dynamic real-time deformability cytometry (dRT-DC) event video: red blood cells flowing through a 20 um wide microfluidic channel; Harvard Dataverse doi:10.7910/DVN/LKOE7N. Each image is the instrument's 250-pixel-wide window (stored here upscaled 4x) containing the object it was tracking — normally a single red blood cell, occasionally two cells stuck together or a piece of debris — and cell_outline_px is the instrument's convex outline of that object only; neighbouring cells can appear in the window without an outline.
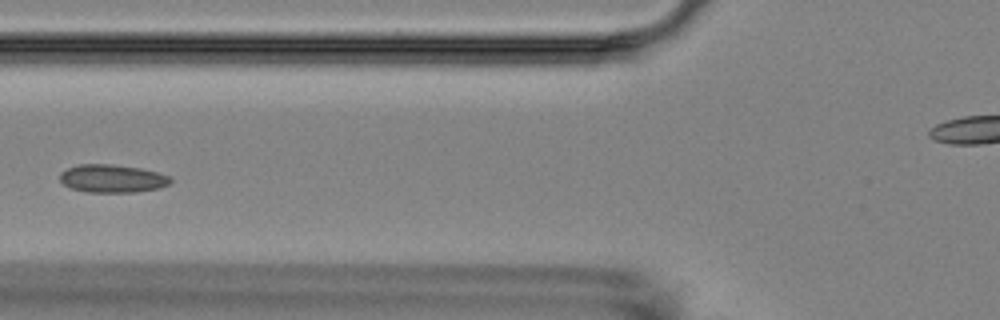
{"species": "Egyptian fruit bat (a non-hibernating species)", "species_latin": "Rousettus aegyptiacus", "temperature_condition": "room temperature", "stored_images_in_passage": 6, "camera_frame_rate_fps": 3000, "um_per_image_px": 0.085, "animal": {"sex": "female"}, "frame": {"image": 1, "passage_image": 4, "time_ms": 3.333, "image_size_px": [1000, 320], "cell_outline_px": [[172, 180], [168, 184], [160, 188], [136, 192], [88, 192], [72, 188], [64, 184], [60, 180], [60, 172], [76, 164], [112, 164], [140, 168], [172, 176]], "centroid_in_image_um": [9.55, 15.17], "position_along_channel_um": 116.2, "area_um2": 18.09}}
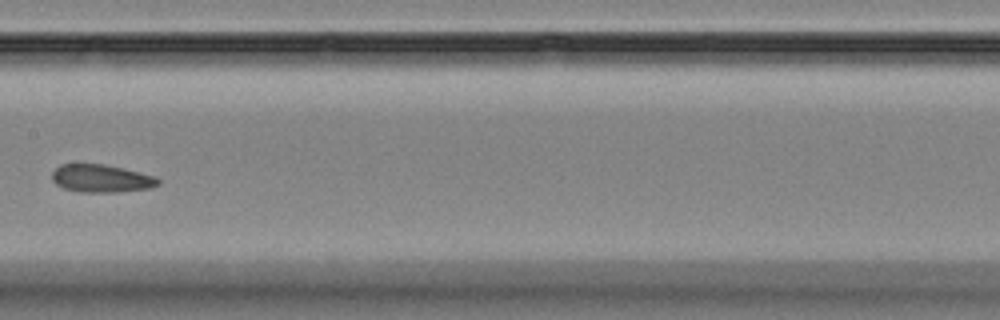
{"frame": {"image": 2, "passage_image": 6, "time_ms": 5.667, "image_size_px": [1000, 320], "cell_outline_px": [[160, 184], [152, 188], [116, 192], [80, 192], [64, 188], [56, 184], [52, 180], [52, 172], [60, 164], [104, 164], [156, 176], [160, 180]], "centroid_in_image_um": [8.62, 15.17], "position_along_channel_um": 198.8, "area_um2": 17.22}}